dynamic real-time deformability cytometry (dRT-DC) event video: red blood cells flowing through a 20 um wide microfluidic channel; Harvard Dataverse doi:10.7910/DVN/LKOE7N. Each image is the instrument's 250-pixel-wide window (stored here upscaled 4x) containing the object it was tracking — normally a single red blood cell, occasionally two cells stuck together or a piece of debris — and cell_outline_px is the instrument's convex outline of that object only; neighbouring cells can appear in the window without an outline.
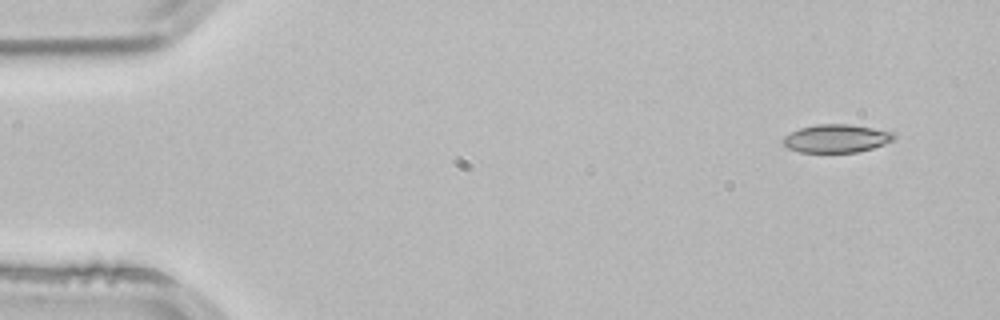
{"species": "common noctule bat (a hibernating species)", "species_latin": "Nyctalus noctula", "temperature_condition": "room temperature", "stored_images_in_passage": 3, "segment_of_instrument_passage": [2, 2], "camera_frame_rate_fps": 3000, "um_per_image_px": 0.085, "animal": {"sex": "male", "body_mass_g": 21.5, "forearm_length_mm": 52.0}, "frame": {"image": 1, "passage_image": 3, "time_ms": 0.667, "image_size_px": [1000, 320], "cell_outline_px": [[896, 136], [892, 140], [884, 144], [872, 148], [856, 152], [800, 152], [788, 148], [780, 140], [784, 136], [800, 128], [816, 124], [848, 124], [872, 128], [892, 132]], "centroid_in_image_um": [71.06, 11.77], "position_along_channel_um": 13.9, "area_um2": 18.03}}